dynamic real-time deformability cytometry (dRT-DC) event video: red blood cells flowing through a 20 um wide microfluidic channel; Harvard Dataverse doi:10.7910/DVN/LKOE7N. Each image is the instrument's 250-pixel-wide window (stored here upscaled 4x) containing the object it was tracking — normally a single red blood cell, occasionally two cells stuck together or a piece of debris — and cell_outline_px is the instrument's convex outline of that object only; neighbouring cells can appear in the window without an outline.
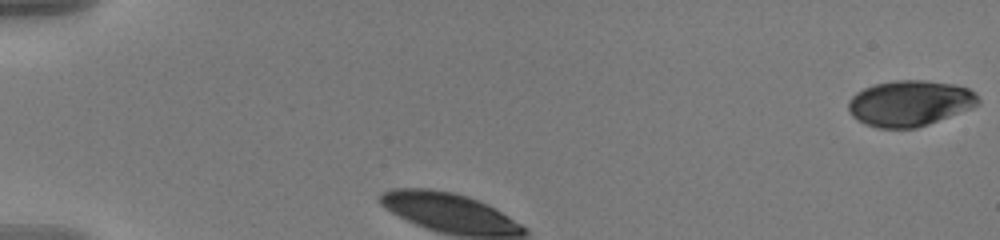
{"species": "human", "species_latin": "Homo sapiens", "temperature_condition": "warm", "stored_images_in_passage": 35, "camera_frame_rate_fps": 3000, "um_per_image_px": 0.085, "donor": {"sex": "male"}, "frame": {"image": 1, "passage_image": 1, "time_ms": 0.0, "image_size_px": [1000, 240], "cell_outline_px": [[980, 104], [972, 108], [928, 124], [916, 128], [876, 128], [864, 124], [856, 120], [852, 116], [848, 108], [848, 100], [856, 92], [872, 84], [896, 80], [928, 80], [956, 84], [968, 88], [976, 92], [980, 100]], "centroid_in_image_um": [77.33, 8.77], "position_along_channel_um": 7.7, "area_um2": 35.08}}
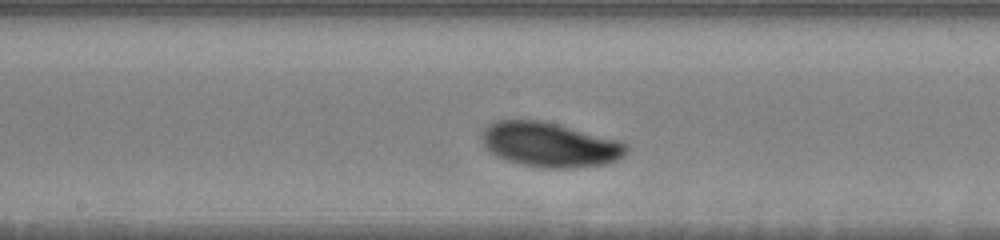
{"frame": {"image": 2, "passage_image": 17, "time_ms": 5.333, "image_size_px": [1000, 240], "cell_outline_px": [[628, 152], [624, 156], [616, 160], [604, 164], [572, 168], [540, 168], [520, 164], [504, 160], [496, 156], [484, 144], [484, 128], [488, 124], [496, 120], [540, 120], [620, 140], [628, 144]], "centroid_in_image_um": [46.77, 12.31], "position_along_channel_um": 201.4, "area_um2": 37.51}}
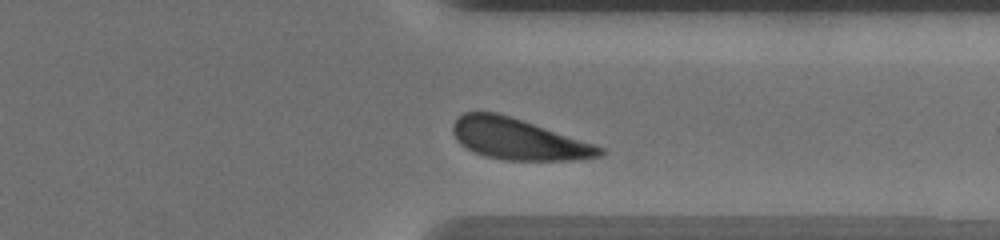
{"frame": {"image": 3, "passage_image": 31, "time_ms": 10.0, "image_size_px": [1000, 240], "cell_outline_px": [[608, 152], [604, 156], [572, 160], [508, 160], [484, 156], [460, 144], [456, 140], [452, 132], [452, 124], [464, 112], [496, 112], [596, 144], [604, 148]], "centroid_in_image_um": [44.09, 11.84], "position_along_channel_um": 367.3, "area_um2": 35.03}, "authors_computed_cell_mechanics": {"area_um2": 36.125, "velocity_mm_per_s": 3.5454, "shape_relaxation_time_tau1_ms": 1.6263, "shape_relaxation_time_tau2_ms": null, "deformation_change_tau1": 0.1004, "deformation_change_tau2": null}}